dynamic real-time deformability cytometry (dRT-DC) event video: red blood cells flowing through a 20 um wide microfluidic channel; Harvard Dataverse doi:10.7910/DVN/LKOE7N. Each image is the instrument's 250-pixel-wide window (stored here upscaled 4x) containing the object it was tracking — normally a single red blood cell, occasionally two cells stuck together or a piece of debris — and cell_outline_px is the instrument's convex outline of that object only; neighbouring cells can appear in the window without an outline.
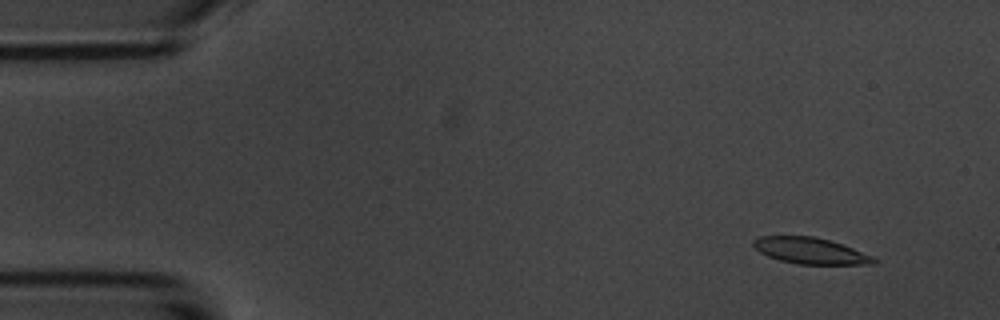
{"species": "common noctule bat (a hibernating species)", "species_latin": "Nyctalus noctula", "temperature_condition": "room temperature", "stored_images_in_passage": 5, "camera_frame_rate_fps": 3000, "um_per_image_px": 0.085, "animal": {"sex": "male", "body_mass_g": 20.1, "forearm_length_mm": 53.5}, "frame": {"image": 1, "passage_image": 2, "time_ms": 1.0, "image_size_px": [1000, 320], "cell_outline_px": [[880, 260], [876, 264], [796, 264], [780, 260], [768, 256], [760, 252], [752, 244], [752, 240], [760, 236], [816, 236], [852, 248], [872, 256]], "centroid_in_image_um": [68.88, 21.32], "position_along_channel_um": 16.1, "area_um2": 18.32}}
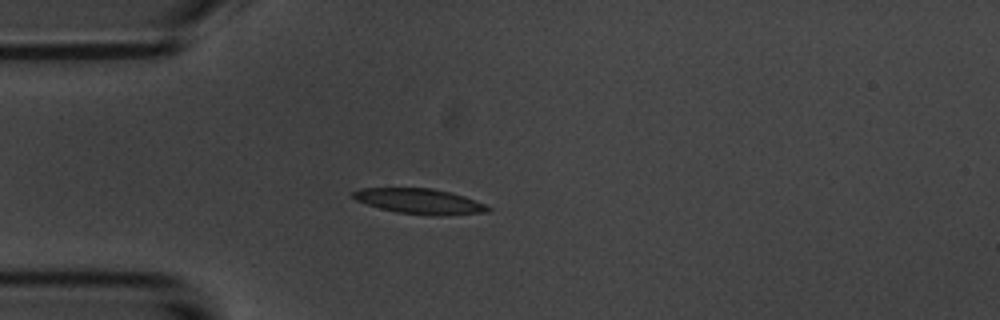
{"frame": {"image": 2, "passage_image": 4, "time_ms": 4.333, "image_size_px": [1000, 320], "cell_outline_px": [[492, 208], [488, 212], [444, 216], [432, 216], [396, 212], [380, 208], [356, 200], [352, 196], [352, 192], [360, 188], [432, 188], [452, 192], [464, 196], [484, 204]], "centroid_in_image_um": [35.69, 17.11], "position_along_channel_um": 49.3, "area_um2": 20.0}}